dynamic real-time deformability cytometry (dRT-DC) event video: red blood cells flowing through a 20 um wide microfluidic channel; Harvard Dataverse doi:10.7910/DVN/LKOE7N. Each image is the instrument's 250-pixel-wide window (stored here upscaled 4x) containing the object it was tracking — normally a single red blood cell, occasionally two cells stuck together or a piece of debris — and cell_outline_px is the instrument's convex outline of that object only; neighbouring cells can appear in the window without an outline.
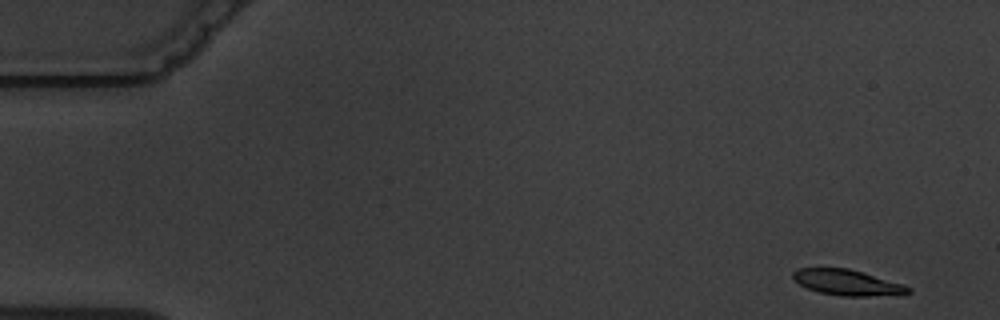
{"species": "common noctule bat (a hibernating species)", "species_latin": "Nyctalus noctula", "temperature_condition": "warm", "stored_images_in_passage": 5, "camera_frame_rate_fps": 3000, "um_per_image_px": 0.085, "animal": {"sex": "male", "body_mass_g": 19.5, "forearm_length_mm": 54.6}, "frame": {"image": 1, "passage_image": 1, "time_ms": 0.0, "image_size_px": [1000, 320], "cell_outline_px": [[912, 292], [868, 296], [840, 296], [820, 292], [808, 288], [792, 280], [792, 272], [796, 268], [848, 268], [904, 284], [912, 288]], "centroid_in_image_um": [71.97, 24.0], "position_along_channel_um": 13.0, "area_um2": 17.11}}
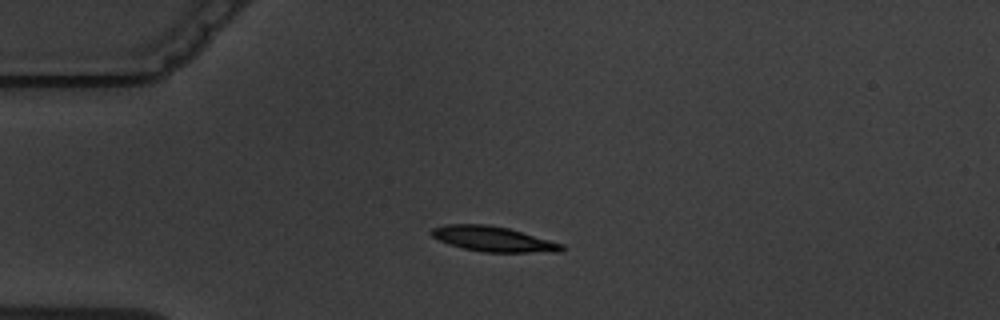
{"frame": {"image": 2, "passage_image": 4, "time_ms": 3.667, "image_size_px": [1000, 320], "cell_outline_px": [[564, 248], [560, 252], [484, 252], [464, 248], [448, 244], [432, 236], [428, 232], [432, 228], [444, 224], [488, 224], [508, 228], [564, 244]], "centroid_in_image_um": [41.9, 20.31], "position_along_channel_um": 43.1, "area_um2": 19.07}}